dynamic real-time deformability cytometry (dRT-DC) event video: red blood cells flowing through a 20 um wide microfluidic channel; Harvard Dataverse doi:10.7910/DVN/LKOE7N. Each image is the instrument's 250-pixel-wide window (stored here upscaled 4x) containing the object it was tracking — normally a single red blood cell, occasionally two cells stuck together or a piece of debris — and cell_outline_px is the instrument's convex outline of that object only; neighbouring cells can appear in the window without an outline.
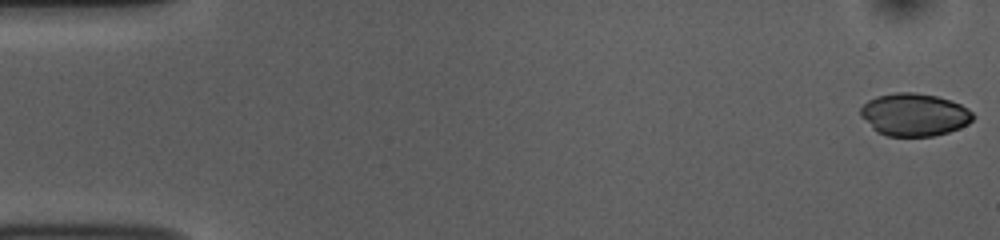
{"species": "common noctule bat (a hibernating species)", "species_latin": "Nyctalus noctula", "temperature_condition": "room temperature", "stored_images_in_passage": 53, "camera_frame_rate_fps": 3000, "um_per_image_px": 0.085, "animal": {"sex": "female", "body_mass_g": 10.0, "forearm_length_mm": 53.1}, "frame": {"image": 1, "passage_image": 1, "time_ms": 0.0, "image_size_px": [1000, 240], "cell_outline_px": [[976, 116], [968, 124], [960, 128], [948, 132], [932, 136], [888, 136], [876, 132], [860, 116], [860, 108], [868, 100], [876, 96], [896, 92], [916, 92], [936, 96], [960, 104], [968, 108]], "centroid_in_image_um": [77.71, 9.74], "position_along_channel_um": 7.3, "area_um2": 28.09}}
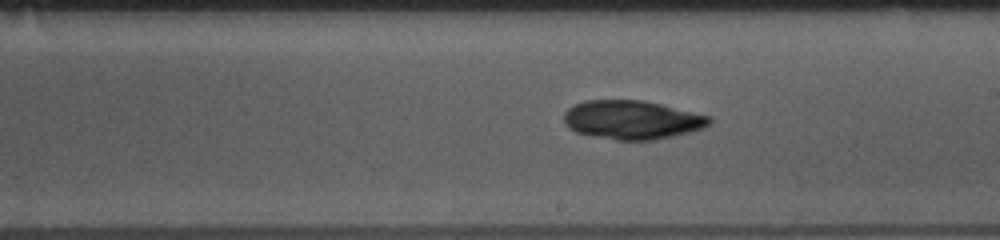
{"frame": {"image": 2, "passage_image": 30, "time_ms": 9.667, "image_size_px": [1000, 240], "cell_outline_px": [[712, 124], [704, 128], [656, 140], [616, 140], [592, 136], [576, 132], [568, 128], [564, 124], [564, 112], [568, 108], [584, 100], [644, 100], [712, 116]], "centroid_in_image_um": [53.74, 10.18], "position_along_channel_um": 235.3, "area_um2": 33.18}}
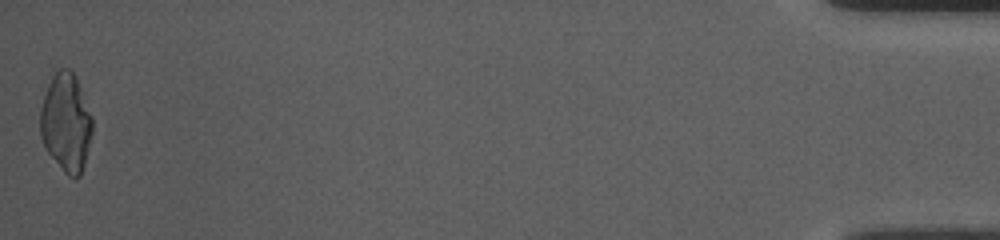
{"frame": {"image": 3, "passage_image": 53, "time_ms": 17.333, "image_size_px": [1000, 240], "cell_outline_px": [[92, 132], [84, 164], [80, 176], [68, 176], [64, 172], [48, 152], [40, 136], [40, 108], [48, 84], [52, 76], [60, 68], [68, 68], [76, 76], [92, 116]], "centroid_in_image_um": [5.61, 10.39], "position_along_channel_um": 429.6, "area_um2": 29.59}}